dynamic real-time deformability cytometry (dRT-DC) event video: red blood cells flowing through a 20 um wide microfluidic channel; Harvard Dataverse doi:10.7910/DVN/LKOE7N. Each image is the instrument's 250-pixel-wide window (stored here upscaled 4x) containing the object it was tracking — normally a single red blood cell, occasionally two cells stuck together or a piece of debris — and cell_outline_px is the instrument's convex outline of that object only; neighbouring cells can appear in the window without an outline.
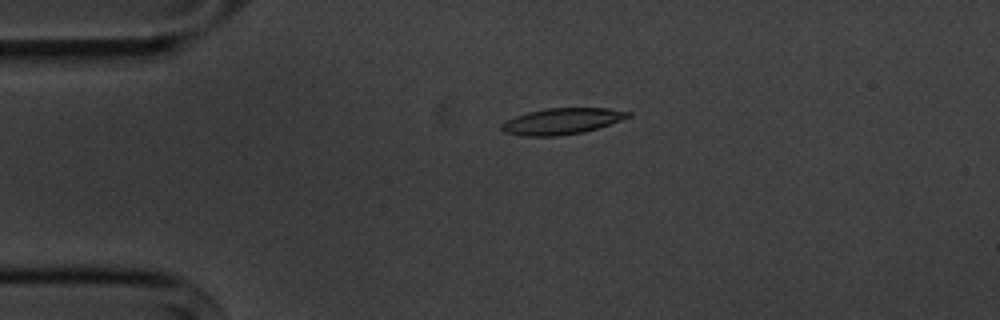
{"species": "common noctule bat (a hibernating species)", "species_latin": "Nyctalus noctula", "temperature_condition": "cold", "stored_images_in_passage": 3, "camera_frame_rate_fps": 3000, "um_per_image_px": 0.085, "animal": {"sex": "male", "body_mass_g": 20.1, "forearm_length_mm": 53.5}, "frame": {"image": 1, "passage_image": 2, "time_ms": 1.333, "image_size_px": [1000, 320], "cell_outline_px": [[632, 116], [584, 132], [556, 136], [524, 136], [504, 132], [500, 128], [500, 124], [516, 116], [528, 112], [548, 108], [608, 108], [632, 112]], "centroid_in_image_um": [47.76, 10.3], "position_along_channel_um": 37.2, "area_um2": 19.13}}
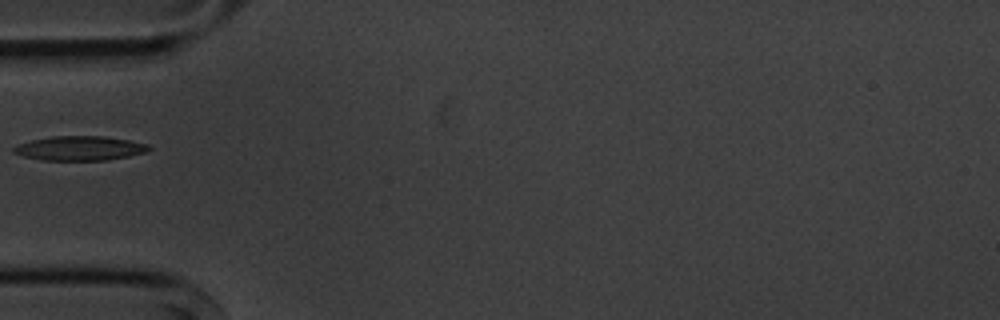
{"frame": {"image": 2, "passage_image": 3, "time_ms": 3.333, "image_size_px": [1000, 320], "cell_outline_px": [[152, 148], [148, 152], [108, 160], [40, 160], [24, 156], [12, 152], [12, 148], [16, 144], [32, 140], [52, 136], [104, 136], [128, 140], [148, 144]], "centroid_in_image_um": [6.78, 12.6], "position_along_channel_um": 78.2, "area_um2": 19.31}}